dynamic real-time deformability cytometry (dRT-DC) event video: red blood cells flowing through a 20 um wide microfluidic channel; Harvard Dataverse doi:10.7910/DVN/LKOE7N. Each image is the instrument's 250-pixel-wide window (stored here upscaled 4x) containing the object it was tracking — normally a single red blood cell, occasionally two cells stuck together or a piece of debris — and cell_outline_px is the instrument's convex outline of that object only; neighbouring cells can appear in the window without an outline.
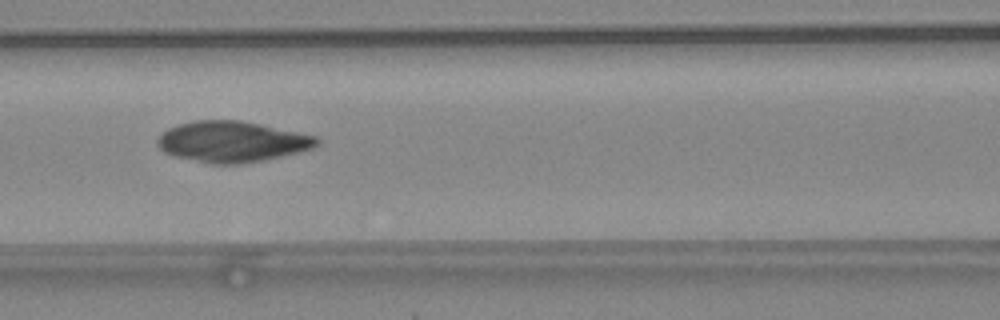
{"species": "common noctule bat (a hibernating species)", "species_latin": "Nyctalus noctula", "temperature_condition": "warm", "stored_images_in_passage": 50, "camera_frame_rate_fps": 3000, "um_per_image_px": 0.085, "animal": {"sex": "female", "body_mass_g": 24.6, "forearm_length_mm": 56.2}, "frame": {"image": 1, "passage_image": 22, "time_ms": 7.0, "image_size_px": [1000, 320], "cell_outline_px": [[320, 144], [312, 148], [300, 152], [264, 160], [240, 164], [212, 164], [176, 156], [164, 152], [156, 144], [156, 140], [168, 128], [180, 124], [196, 120], [240, 120], [316, 136], [320, 140]], "centroid_in_image_um": [19.74, 12.05], "position_along_channel_um": 146.9, "area_um2": 37.74}}
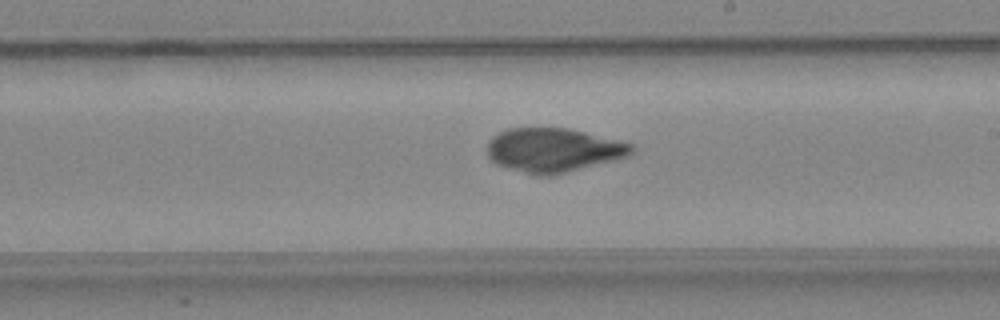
{"frame": {"image": 2, "passage_image": 29, "time_ms": 9.333, "image_size_px": [1000, 320], "cell_outline_px": [[636, 148], [628, 156], [552, 176], [536, 176], [508, 168], [496, 164], [488, 156], [488, 144], [492, 136], [508, 128], [568, 128], [632, 144]], "centroid_in_image_um": [47.01, 12.77], "position_along_channel_um": 242.0, "area_um2": 36.82}}
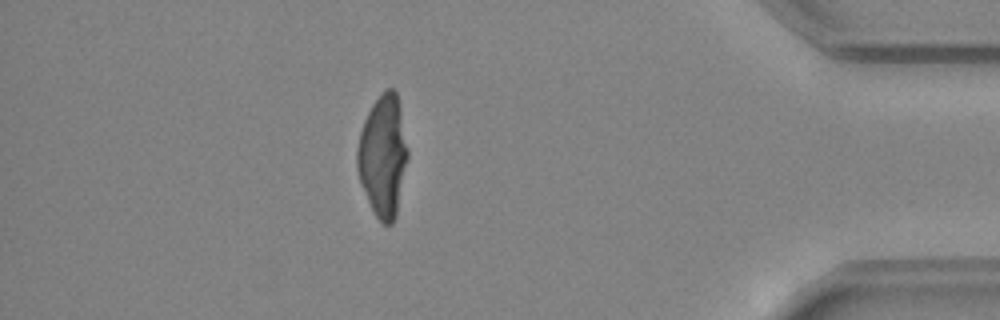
{"frame": {"image": 3, "passage_image": 44, "time_ms": 14.333, "image_size_px": [1000, 320], "cell_outline_px": [[408, 156], [396, 216], [392, 224], [384, 224], [376, 216], [360, 184], [356, 168], [356, 148], [360, 132], [364, 120], [372, 104], [388, 88], [392, 88], [396, 92], [400, 108], [408, 148]], "centroid_in_image_um": [32.54, 13.26], "position_along_channel_um": 402.7, "area_um2": 35.66}}